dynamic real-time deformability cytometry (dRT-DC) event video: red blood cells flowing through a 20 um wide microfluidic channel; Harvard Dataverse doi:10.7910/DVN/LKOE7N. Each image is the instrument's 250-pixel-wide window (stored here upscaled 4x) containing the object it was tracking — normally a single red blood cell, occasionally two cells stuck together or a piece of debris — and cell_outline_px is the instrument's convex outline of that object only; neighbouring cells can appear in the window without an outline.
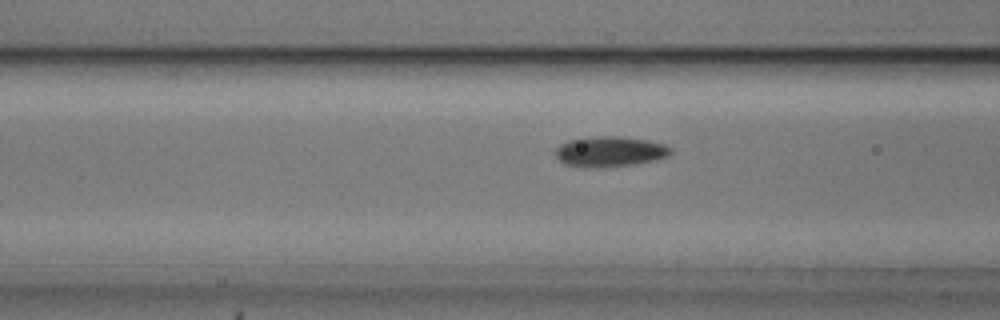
{"species": "common noctule bat (a hibernating species)", "species_latin": "Nyctalus noctula", "temperature_condition": "cold", "stored_images_in_passage": 55, "camera_frame_rate_fps": 3000, "um_per_image_px": 0.085, "animal": {"sex": "male", "body_mass_g": 20.5, "forearm_length_mm": 52.5}, "frame": {"image": 1, "passage_image": 21, "time_ms": 6.667, "image_size_px": [1000, 320], "cell_outline_px": [[672, 152], [668, 156], [636, 164], [596, 168], [584, 168], [564, 164], [556, 156], [556, 148], [560, 144], [568, 140], [596, 136], [620, 136], [644, 140], [664, 144], [672, 148]], "centroid_in_image_um": [51.81, 12.89], "position_along_channel_um": 114.8, "area_um2": 20.4}}
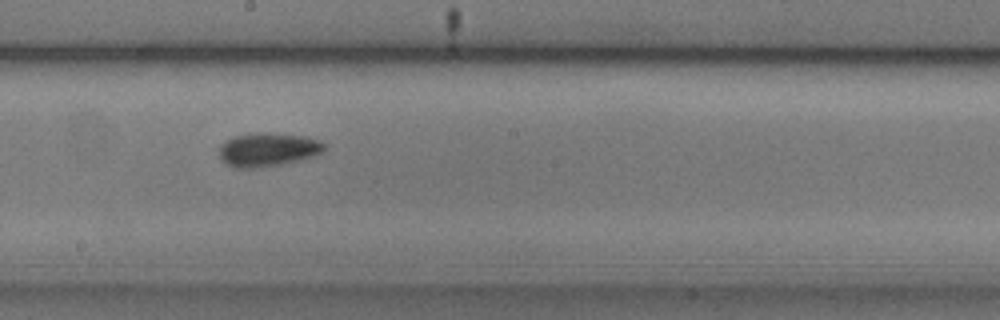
{"frame": {"image": 2, "passage_image": 30, "time_ms": 9.667, "image_size_px": [1000, 320], "cell_outline_px": [[328, 148], [312, 156], [300, 160], [260, 168], [236, 168], [220, 160], [220, 144], [224, 140], [236, 136], [256, 132], [264, 132], [308, 136], [320, 140], [328, 144]], "centroid_in_image_um": [22.8, 12.7], "position_along_channel_um": 225.4, "area_um2": 20.92}}
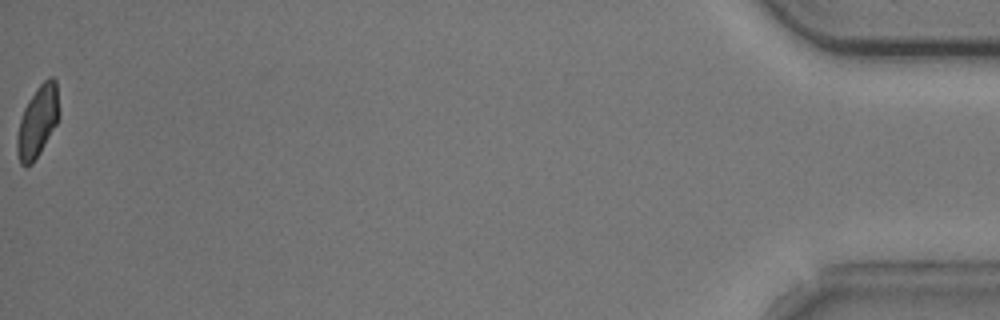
{"frame": {"image": 3, "passage_image": 55, "time_ms": 18.0, "image_size_px": [1000, 320], "cell_outline_px": [[60, 116], [56, 124], [40, 152], [32, 164], [24, 168], [20, 164], [16, 152], [16, 136], [20, 120], [24, 108], [28, 100], [36, 88], [48, 76], [52, 76], [56, 80], [60, 112]], "centroid_in_image_um": [3.19, 10.32], "position_along_channel_um": 432.0, "area_um2": 17.74}, "authors_computed_cell_mechanics": {"area_um2": 18.6694, "velocity_mm_per_s": 3.6754, "shape_relaxation_time_tau1_ms": 1.9062, "shape_relaxation_time_tau2_ms": 3.9091, "deformation_change_tau1": 0.1054, "deformation_change_tau2": 0.0911}}